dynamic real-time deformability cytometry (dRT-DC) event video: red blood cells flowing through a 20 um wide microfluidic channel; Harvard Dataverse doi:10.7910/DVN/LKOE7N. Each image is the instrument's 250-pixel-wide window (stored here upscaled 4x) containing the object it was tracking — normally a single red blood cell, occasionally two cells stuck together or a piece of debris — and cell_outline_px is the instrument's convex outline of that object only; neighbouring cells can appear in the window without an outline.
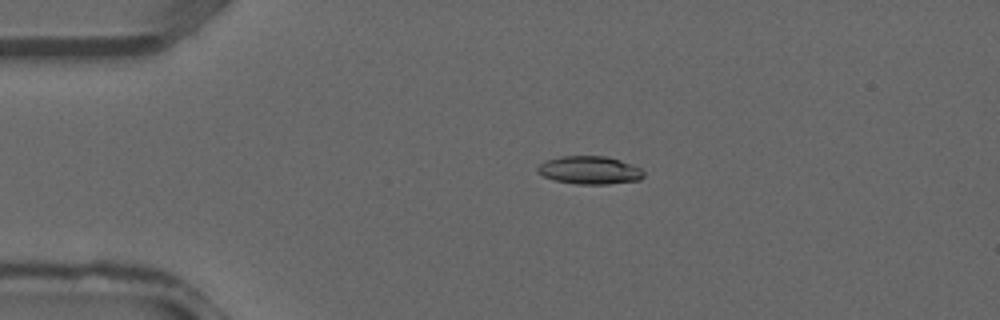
{"species": "common noctule bat (a hibernating species)", "species_latin": "Nyctalus noctula", "temperature_condition": "warm", "stored_images_in_passage": 31, "camera_frame_rate_fps": 3000, "um_per_image_px": 0.085, "animal": {"sex": "male", "forearm_length_mm": 52.5}, "frame": {"image": 1, "passage_image": 2, "time_ms": 0.333, "image_size_px": [1000, 320], "cell_outline_px": [[644, 176], [640, 180], [608, 184], [576, 184], [556, 180], [544, 176], [536, 172], [536, 168], [540, 164], [548, 160], [560, 156], [608, 156], [620, 160], [640, 168], [644, 172]], "centroid_in_image_um": [50.12, 14.46], "position_along_channel_um": 34.9, "area_um2": 17.28}}
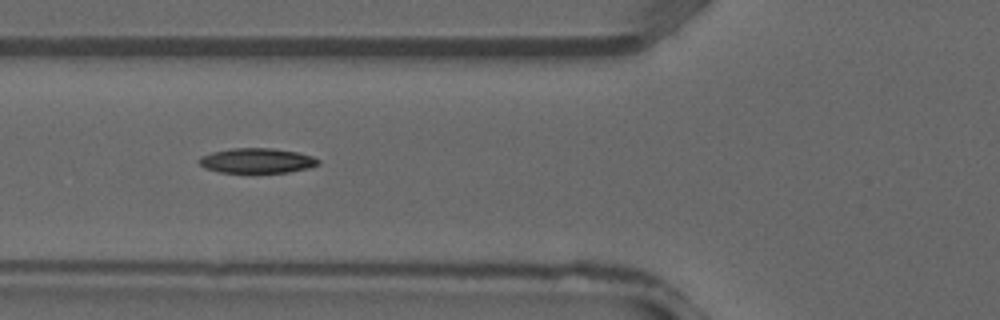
{"frame": {"image": 2, "passage_image": 8, "time_ms": 2.333, "image_size_px": [1000, 320], "cell_outline_px": [[320, 164], [312, 168], [288, 172], [220, 172], [204, 168], [196, 160], [200, 156], [212, 152], [232, 148], [272, 148], [296, 152], [312, 156], [320, 160]], "centroid_in_image_um": [21.84, 13.65], "position_along_channel_um": 104.0, "area_um2": 17.4}}
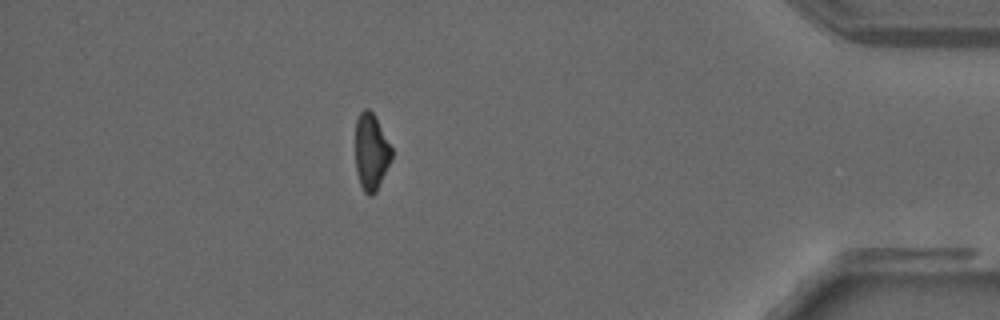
{"frame": {"image": 3, "passage_image": 27, "time_ms": 8.667, "image_size_px": [1000, 320], "cell_outline_px": [[392, 156], [376, 192], [372, 196], [368, 196], [364, 192], [360, 184], [356, 172], [356, 120], [360, 112], [364, 108], [368, 108], [376, 116], [392, 148]], "centroid_in_image_um": [31.54, 12.89], "position_along_channel_um": 403.7, "area_um2": 16.18}}